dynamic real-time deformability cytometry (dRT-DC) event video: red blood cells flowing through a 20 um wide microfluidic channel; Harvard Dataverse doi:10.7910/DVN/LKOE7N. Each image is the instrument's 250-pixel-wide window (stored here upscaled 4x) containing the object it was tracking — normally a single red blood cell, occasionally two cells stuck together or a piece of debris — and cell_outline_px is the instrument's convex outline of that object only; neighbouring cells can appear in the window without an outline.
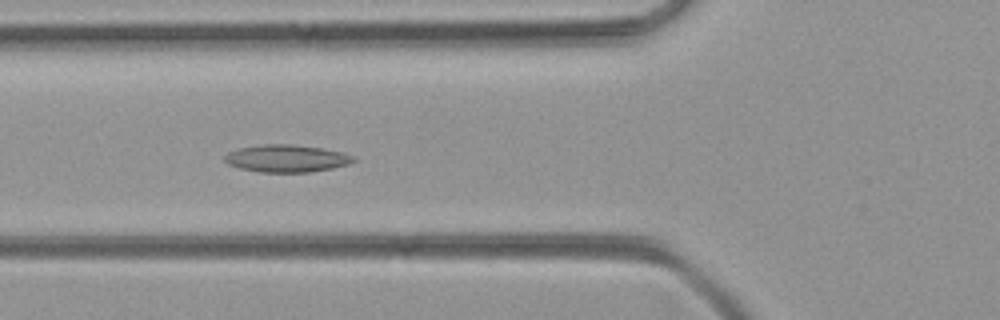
{"species": "common noctule bat (a hibernating species)", "species_latin": "Nyctalus noctula", "temperature_condition": "room temperature", "stored_images_in_passage": 40, "camera_frame_rate_fps": 3000, "um_per_image_px": 0.085, "animal": {"sex": "female", "body_mass_g": 21.9}, "frame": {"image": 1, "passage_image": 7, "time_ms": 2.0, "image_size_px": [1000, 320], "cell_outline_px": [[356, 160], [348, 164], [332, 168], [308, 172], [260, 172], [240, 168], [228, 164], [224, 160], [224, 156], [228, 152], [240, 148], [260, 144], [292, 144], [320, 148], [344, 152], [352, 156]], "centroid_in_image_um": [24.34, 13.46], "position_along_channel_um": 101.5, "area_um2": 20.46}}
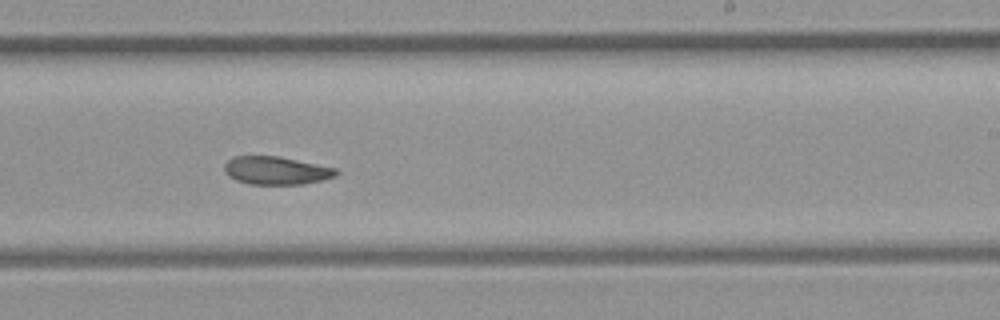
{"frame": {"image": 2, "passage_image": 19, "time_ms": 6.0, "image_size_px": [1000, 320], "cell_outline_px": [[340, 172], [336, 176], [304, 184], [248, 184], [236, 180], [228, 176], [224, 168], [224, 164], [228, 160], [236, 156], [276, 156], [336, 168]], "centroid_in_image_um": [23.47, 14.5], "position_along_channel_um": 265.5, "area_um2": 18.09}}
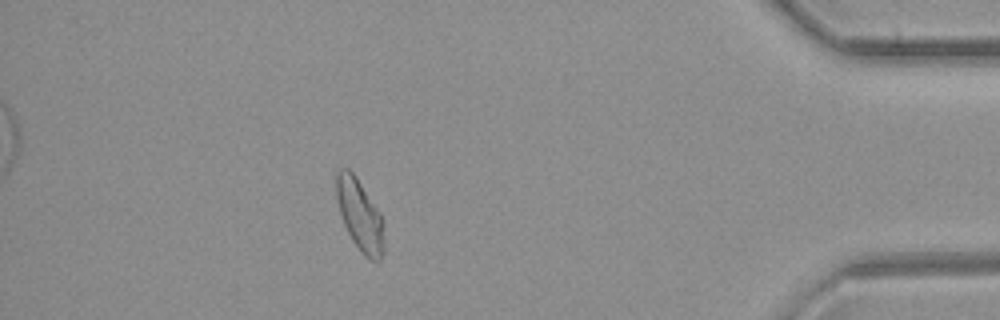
{"frame": {"image": 3, "passage_image": 33, "time_ms": 10.667, "image_size_px": [1000, 320], "cell_outline_px": [[384, 252], [380, 260], [368, 260], [360, 252], [352, 240], [344, 224], [336, 200], [336, 172], [340, 168], [348, 168], [356, 176], [380, 212], [384, 220]], "centroid_in_image_um": [30.6, 18.3], "position_along_channel_um": 404.6, "area_um2": 20.17}}